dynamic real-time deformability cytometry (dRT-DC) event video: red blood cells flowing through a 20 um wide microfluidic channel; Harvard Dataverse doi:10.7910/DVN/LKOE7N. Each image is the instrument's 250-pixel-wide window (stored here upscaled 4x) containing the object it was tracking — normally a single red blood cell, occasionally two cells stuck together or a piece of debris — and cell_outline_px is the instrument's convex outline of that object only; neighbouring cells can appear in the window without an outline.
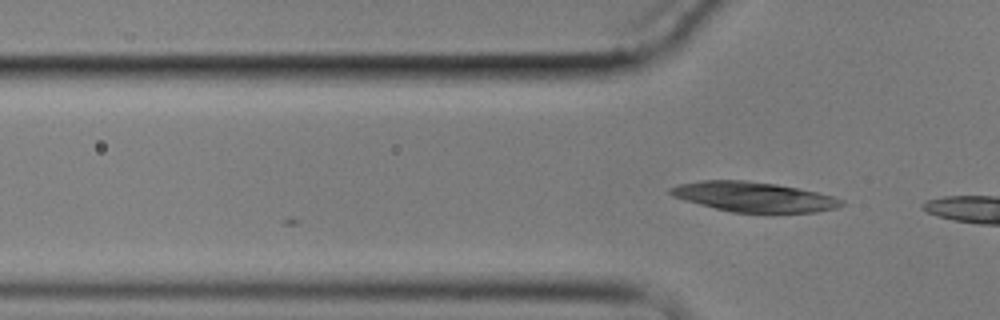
{"species": "common noctule bat (a hibernating species)", "species_latin": "Nyctalus noctula", "temperature_condition": "cold", "stored_images_in_passage": 3, "camera_frame_rate_fps": 3000, "um_per_image_px": 0.085, "animal": {"sex": "male", "body_mass_g": 17.9}, "frame": {"image": 1, "passage_image": 2, "time_ms": 1.333, "image_size_px": [1000, 320], "cell_outline_px": [[844, 204], [836, 208], [816, 212], [732, 212], [684, 200], [672, 196], [668, 192], [668, 188], [680, 184], [700, 180], [748, 180], [776, 184], [816, 192], [832, 196], [844, 200]], "centroid_in_image_um": [64.05, 16.72], "position_along_channel_um": 61.8, "area_um2": 29.54}}